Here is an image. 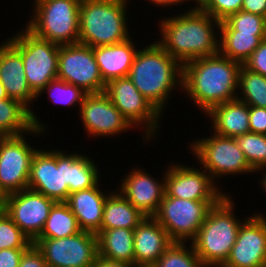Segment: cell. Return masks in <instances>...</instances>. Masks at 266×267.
Instances as JSON below:
<instances>
[{"label":"cell","mask_w":266,"mask_h":267,"mask_svg":"<svg viewBox=\"0 0 266 267\" xmlns=\"http://www.w3.org/2000/svg\"><path fill=\"white\" fill-rule=\"evenodd\" d=\"M62 149H38L28 180V189L56 202H65L69 194L94 187L101 178L94 158L82 151L70 153Z\"/></svg>","instance_id":"1"},{"label":"cell","mask_w":266,"mask_h":267,"mask_svg":"<svg viewBox=\"0 0 266 267\" xmlns=\"http://www.w3.org/2000/svg\"><path fill=\"white\" fill-rule=\"evenodd\" d=\"M191 6L178 15L162 16L156 24L161 36L156 42L182 66L219 53L220 21L199 6Z\"/></svg>","instance_id":"2"},{"label":"cell","mask_w":266,"mask_h":267,"mask_svg":"<svg viewBox=\"0 0 266 267\" xmlns=\"http://www.w3.org/2000/svg\"><path fill=\"white\" fill-rule=\"evenodd\" d=\"M241 66L220 53L191 60L183 65L182 91L205 115L213 107L237 99Z\"/></svg>","instance_id":"3"},{"label":"cell","mask_w":266,"mask_h":267,"mask_svg":"<svg viewBox=\"0 0 266 267\" xmlns=\"http://www.w3.org/2000/svg\"><path fill=\"white\" fill-rule=\"evenodd\" d=\"M127 77L163 115L171 93L182 91L183 66L155 41L138 50Z\"/></svg>","instance_id":"4"},{"label":"cell","mask_w":266,"mask_h":267,"mask_svg":"<svg viewBox=\"0 0 266 267\" xmlns=\"http://www.w3.org/2000/svg\"><path fill=\"white\" fill-rule=\"evenodd\" d=\"M227 193L209 211L196 237L191 241L195 253L206 267L222 265L228 259L238 230L250 216L240 219L234 199ZM241 220V221H240Z\"/></svg>","instance_id":"5"},{"label":"cell","mask_w":266,"mask_h":267,"mask_svg":"<svg viewBox=\"0 0 266 267\" xmlns=\"http://www.w3.org/2000/svg\"><path fill=\"white\" fill-rule=\"evenodd\" d=\"M130 0H85L79 7L78 43L93 47L117 44L132 36ZM128 10V11H127Z\"/></svg>","instance_id":"6"},{"label":"cell","mask_w":266,"mask_h":267,"mask_svg":"<svg viewBox=\"0 0 266 267\" xmlns=\"http://www.w3.org/2000/svg\"><path fill=\"white\" fill-rule=\"evenodd\" d=\"M25 27L33 35L58 45L78 43L79 7L75 0H33Z\"/></svg>","instance_id":"7"},{"label":"cell","mask_w":266,"mask_h":267,"mask_svg":"<svg viewBox=\"0 0 266 267\" xmlns=\"http://www.w3.org/2000/svg\"><path fill=\"white\" fill-rule=\"evenodd\" d=\"M209 135L207 138L204 136L192 140L191 143L187 142L189 144L187 148L196 157V162L199 161L198 167L201 166L207 171L217 184L219 182V186L221 181L218 178L222 179L229 175L239 176L243 173V175L254 174L255 171L249 165L235 138L213 132Z\"/></svg>","instance_id":"8"},{"label":"cell","mask_w":266,"mask_h":267,"mask_svg":"<svg viewBox=\"0 0 266 267\" xmlns=\"http://www.w3.org/2000/svg\"><path fill=\"white\" fill-rule=\"evenodd\" d=\"M17 31L7 41L21 54L28 85L37 95L57 78L60 45L36 37L25 27Z\"/></svg>","instance_id":"9"},{"label":"cell","mask_w":266,"mask_h":267,"mask_svg":"<svg viewBox=\"0 0 266 267\" xmlns=\"http://www.w3.org/2000/svg\"><path fill=\"white\" fill-rule=\"evenodd\" d=\"M25 134L39 138L45 136L47 131L33 127L21 135L0 136V199L28 189L31 162L39 147H32Z\"/></svg>","instance_id":"10"},{"label":"cell","mask_w":266,"mask_h":267,"mask_svg":"<svg viewBox=\"0 0 266 267\" xmlns=\"http://www.w3.org/2000/svg\"><path fill=\"white\" fill-rule=\"evenodd\" d=\"M104 93L128 121L135 128H139L137 130L143 129L141 136L144 142L148 144L153 141L152 139L158 138L157 134H162L159 129H161L160 124L165 115H162L147 101L128 77L109 81Z\"/></svg>","instance_id":"11"},{"label":"cell","mask_w":266,"mask_h":267,"mask_svg":"<svg viewBox=\"0 0 266 267\" xmlns=\"http://www.w3.org/2000/svg\"><path fill=\"white\" fill-rule=\"evenodd\" d=\"M219 201H194L164 194L153 218L167 231L173 242H191L210 209Z\"/></svg>","instance_id":"12"},{"label":"cell","mask_w":266,"mask_h":267,"mask_svg":"<svg viewBox=\"0 0 266 267\" xmlns=\"http://www.w3.org/2000/svg\"><path fill=\"white\" fill-rule=\"evenodd\" d=\"M32 243L49 267H93L98 257L97 235L87 231L60 239L36 238Z\"/></svg>","instance_id":"13"},{"label":"cell","mask_w":266,"mask_h":267,"mask_svg":"<svg viewBox=\"0 0 266 267\" xmlns=\"http://www.w3.org/2000/svg\"><path fill=\"white\" fill-rule=\"evenodd\" d=\"M57 78L87 94L103 93L106 87L93 48L80 43L59 46Z\"/></svg>","instance_id":"14"},{"label":"cell","mask_w":266,"mask_h":267,"mask_svg":"<svg viewBox=\"0 0 266 267\" xmlns=\"http://www.w3.org/2000/svg\"><path fill=\"white\" fill-rule=\"evenodd\" d=\"M170 162L165 166V194L169 197L194 201H220L227 191L219 185L201 166ZM218 185V186H217Z\"/></svg>","instance_id":"15"},{"label":"cell","mask_w":266,"mask_h":267,"mask_svg":"<svg viewBox=\"0 0 266 267\" xmlns=\"http://www.w3.org/2000/svg\"><path fill=\"white\" fill-rule=\"evenodd\" d=\"M55 200L24 189L1 199V208L33 242L40 234Z\"/></svg>","instance_id":"16"},{"label":"cell","mask_w":266,"mask_h":267,"mask_svg":"<svg viewBox=\"0 0 266 267\" xmlns=\"http://www.w3.org/2000/svg\"><path fill=\"white\" fill-rule=\"evenodd\" d=\"M78 110L83 130L89 138L118 137L135 129L104 92L87 94Z\"/></svg>","instance_id":"17"},{"label":"cell","mask_w":266,"mask_h":267,"mask_svg":"<svg viewBox=\"0 0 266 267\" xmlns=\"http://www.w3.org/2000/svg\"><path fill=\"white\" fill-rule=\"evenodd\" d=\"M256 213V214H255ZM250 214L240 226L227 267H266V215Z\"/></svg>","instance_id":"18"},{"label":"cell","mask_w":266,"mask_h":267,"mask_svg":"<svg viewBox=\"0 0 266 267\" xmlns=\"http://www.w3.org/2000/svg\"><path fill=\"white\" fill-rule=\"evenodd\" d=\"M0 80L8 98L19 101L30 111L33 127L49 132V127L40 121L36 109L34 112L32 108L36 94L28 85L21 54L7 40L0 44Z\"/></svg>","instance_id":"19"},{"label":"cell","mask_w":266,"mask_h":267,"mask_svg":"<svg viewBox=\"0 0 266 267\" xmlns=\"http://www.w3.org/2000/svg\"><path fill=\"white\" fill-rule=\"evenodd\" d=\"M122 177L117 191L146 217H153L159 210L165 194V171L162 178L148 174L145 168L131 167ZM160 180V181H159Z\"/></svg>","instance_id":"20"},{"label":"cell","mask_w":266,"mask_h":267,"mask_svg":"<svg viewBox=\"0 0 266 267\" xmlns=\"http://www.w3.org/2000/svg\"><path fill=\"white\" fill-rule=\"evenodd\" d=\"M101 186L98 182L92 188L73 192L65 201L76 216L79 228L96 235L101 230L105 200L114 191L106 189L105 192Z\"/></svg>","instance_id":"21"},{"label":"cell","mask_w":266,"mask_h":267,"mask_svg":"<svg viewBox=\"0 0 266 267\" xmlns=\"http://www.w3.org/2000/svg\"><path fill=\"white\" fill-rule=\"evenodd\" d=\"M172 243L153 217H145L134 229V266L154 265Z\"/></svg>","instance_id":"22"},{"label":"cell","mask_w":266,"mask_h":267,"mask_svg":"<svg viewBox=\"0 0 266 267\" xmlns=\"http://www.w3.org/2000/svg\"><path fill=\"white\" fill-rule=\"evenodd\" d=\"M133 41L134 39L130 37L117 44L93 47L96 62L105 84L111 80L128 76L139 50V46L135 45Z\"/></svg>","instance_id":"23"},{"label":"cell","mask_w":266,"mask_h":267,"mask_svg":"<svg viewBox=\"0 0 266 267\" xmlns=\"http://www.w3.org/2000/svg\"><path fill=\"white\" fill-rule=\"evenodd\" d=\"M205 115L210 119L209 130L217 135L236 138L250 133L249 105L239 99L217 105Z\"/></svg>","instance_id":"24"},{"label":"cell","mask_w":266,"mask_h":267,"mask_svg":"<svg viewBox=\"0 0 266 267\" xmlns=\"http://www.w3.org/2000/svg\"><path fill=\"white\" fill-rule=\"evenodd\" d=\"M98 255L113 261L134 265V230L101 229L97 234Z\"/></svg>","instance_id":"25"},{"label":"cell","mask_w":266,"mask_h":267,"mask_svg":"<svg viewBox=\"0 0 266 267\" xmlns=\"http://www.w3.org/2000/svg\"><path fill=\"white\" fill-rule=\"evenodd\" d=\"M146 216L126 200L117 189L105 200L101 229H135Z\"/></svg>","instance_id":"26"},{"label":"cell","mask_w":266,"mask_h":267,"mask_svg":"<svg viewBox=\"0 0 266 267\" xmlns=\"http://www.w3.org/2000/svg\"><path fill=\"white\" fill-rule=\"evenodd\" d=\"M265 39L266 35L219 31V53L243 65Z\"/></svg>","instance_id":"27"},{"label":"cell","mask_w":266,"mask_h":267,"mask_svg":"<svg viewBox=\"0 0 266 267\" xmlns=\"http://www.w3.org/2000/svg\"><path fill=\"white\" fill-rule=\"evenodd\" d=\"M33 128L30 111L19 101L0 100V136H15L28 133Z\"/></svg>","instance_id":"28"},{"label":"cell","mask_w":266,"mask_h":267,"mask_svg":"<svg viewBox=\"0 0 266 267\" xmlns=\"http://www.w3.org/2000/svg\"><path fill=\"white\" fill-rule=\"evenodd\" d=\"M76 216L65 202H56L37 238L60 239L80 232Z\"/></svg>","instance_id":"29"},{"label":"cell","mask_w":266,"mask_h":267,"mask_svg":"<svg viewBox=\"0 0 266 267\" xmlns=\"http://www.w3.org/2000/svg\"><path fill=\"white\" fill-rule=\"evenodd\" d=\"M237 99L249 106L266 108V77L242 65L239 70Z\"/></svg>","instance_id":"30"},{"label":"cell","mask_w":266,"mask_h":267,"mask_svg":"<svg viewBox=\"0 0 266 267\" xmlns=\"http://www.w3.org/2000/svg\"><path fill=\"white\" fill-rule=\"evenodd\" d=\"M45 92L48 94L47 97L49 101L56 105H63L64 108L67 106L68 108L78 107L80 109L84 97L87 95L81 88L59 78L51 80L49 84L36 95V101H39L38 98L40 96V98H42V94Z\"/></svg>","instance_id":"31"},{"label":"cell","mask_w":266,"mask_h":267,"mask_svg":"<svg viewBox=\"0 0 266 267\" xmlns=\"http://www.w3.org/2000/svg\"><path fill=\"white\" fill-rule=\"evenodd\" d=\"M187 242H173L153 265L154 267H206Z\"/></svg>","instance_id":"32"},{"label":"cell","mask_w":266,"mask_h":267,"mask_svg":"<svg viewBox=\"0 0 266 267\" xmlns=\"http://www.w3.org/2000/svg\"><path fill=\"white\" fill-rule=\"evenodd\" d=\"M219 31L266 35V17L240 10L221 21Z\"/></svg>","instance_id":"33"},{"label":"cell","mask_w":266,"mask_h":267,"mask_svg":"<svg viewBox=\"0 0 266 267\" xmlns=\"http://www.w3.org/2000/svg\"><path fill=\"white\" fill-rule=\"evenodd\" d=\"M236 141L243 151L251 168L256 171L266 168V135L258 133H246L237 136Z\"/></svg>","instance_id":"34"},{"label":"cell","mask_w":266,"mask_h":267,"mask_svg":"<svg viewBox=\"0 0 266 267\" xmlns=\"http://www.w3.org/2000/svg\"><path fill=\"white\" fill-rule=\"evenodd\" d=\"M33 243L0 208V250L29 248Z\"/></svg>","instance_id":"35"},{"label":"cell","mask_w":266,"mask_h":267,"mask_svg":"<svg viewBox=\"0 0 266 267\" xmlns=\"http://www.w3.org/2000/svg\"><path fill=\"white\" fill-rule=\"evenodd\" d=\"M243 0H203L199 7L218 21L241 10Z\"/></svg>","instance_id":"36"},{"label":"cell","mask_w":266,"mask_h":267,"mask_svg":"<svg viewBox=\"0 0 266 267\" xmlns=\"http://www.w3.org/2000/svg\"><path fill=\"white\" fill-rule=\"evenodd\" d=\"M243 66L266 77V39L254 50Z\"/></svg>","instance_id":"37"},{"label":"cell","mask_w":266,"mask_h":267,"mask_svg":"<svg viewBox=\"0 0 266 267\" xmlns=\"http://www.w3.org/2000/svg\"><path fill=\"white\" fill-rule=\"evenodd\" d=\"M249 126L251 133L266 135V108L249 106Z\"/></svg>","instance_id":"38"},{"label":"cell","mask_w":266,"mask_h":267,"mask_svg":"<svg viewBox=\"0 0 266 267\" xmlns=\"http://www.w3.org/2000/svg\"><path fill=\"white\" fill-rule=\"evenodd\" d=\"M18 267H49L43 253L32 244L22 255Z\"/></svg>","instance_id":"39"},{"label":"cell","mask_w":266,"mask_h":267,"mask_svg":"<svg viewBox=\"0 0 266 267\" xmlns=\"http://www.w3.org/2000/svg\"><path fill=\"white\" fill-rule=\"evenodd\" d=\"M28 248L0 250V267H18L23 253Z\"/></svg>","instance_id":"40"},{"label":"cell","mask_w":266,"mask_h":267,"mask_svg":"<svg viewBox=\"0 0 266 267\" xmlns=\"http://www.w3.org/2000/svg\"><path fill=\"white\" fill-rule=\"evenodd\" d=\"M241 10L266 17V0H243Z\"/></svg>","instance_id":"41"},{"label":"cell","mask_w":266,"mask_h":267,"mask_svg":"<svg viewBox=\"0 0 266 267\" xmlns=\"http://www.w3.org/2000/svg\"><path fill=\"white\" fill-rule=\"evenodd\" d=\"M93 267H134V265L127 262L109 260L98 255Z\"/></svg>","instance_id":"42"},{"label":"cell","mask_w":266,"mask_h":267,"mask_svg":"<svg viewBox=\"0 0 266 267\" xmlns=\"http://www.w3.org/2000/svg\"><path fill=\"white\" fill-rule=\"evenodd\" d=\"M147 2H151L150 4H153L152 6H157V8L160 6L162 8H172L174 6H176L178 8L181 7L182 5L184 6L185 3H187L189 5V1L188 0H145ZM187 1V2H186ZM184 3V4H183ZM178 5V6H177ZM172 6V7H171Z\"/></svg>","instance_id":"43"},{"label":"cell","mask_w":266,"mask_h":267,"mask_svg":"<svg viewBox=\"0 0 266 267\" xmlns=\"http://www.w3.org/2000/svg\"><path fill=\"white\" fill-rule=\"evenodd\" d=\"M261 172V173H260ZM255 173H259V175H261L262 178H260L258 181L260 183V187L261 189H263V191L265 192L264 195L266 194V168H261L259 170H256ZM265 174V175H264Z\"/></svg>","instance_id":"44"},{"label":"cell","mask_w":266,"mask_h":267,"mask_svg":"<svg viewBox=\"0 0 266 267\" xmlns=\"http://www.w3.org/2000/svg\"><path fill=\"white\" fill-rule=\"evenodd\" d=\"M6 98H8V96H7V94L5 92V88H4V86H3V84H2V82L0 80V100L1 99H6Z\"/></svg>","instance_id":"45"},{"label":"cell","mask_w":266,"mask_h":267,"mask_svg":"<svg viewBox=\"0 0 266 267\" xmlns=\"http://www.w3.org/2000/svg\"><path fill=\"white\" fill-rule=\"evenodd\" d=\"M189 2H194V6H195V4H196V6H199L200 5V3L203 1V0H188Z\"/></svg>","instance_id":"46"},{"label":"cell","mask_w":266,"mask_h":267,"mask_svg":"<svg viewBox=\"0 0 266 267\" xmlns=\"http://www.w3.org/2000/svg\"><path fill=\"white\" fill-rule=\"evenodd\" d=\"M134 267H154L153 265H146V266H134Z\"/></svg>","instance_id":"47"},{"label":"cell","mask_w":266,"mask_h":267,"mask_svg":"<svg viewBox=\"0 0 266 267\" xmlns=\"http://www.w3.org/2000/svg\"><path fill=\"white\" fill-rule=\"evenodd\" d=\"M214 267H227V266H225V265H217V266H214Z\"/></svg>","instance_id":"48"},{"label":"cell","mask_w":266,"mask_h":267,"mask_svg":"<svg viewBox=\"0 0 266 267\" xmlns=\"http://www.w3.org/2000/svg\"><path fill=\"white\" fill-rule=\"evenodd\" d=\"M75 1H77V2H79V3H82V2H84L85 0H75Z\"/></svg>","instance_id":"49"}]
</instances>
